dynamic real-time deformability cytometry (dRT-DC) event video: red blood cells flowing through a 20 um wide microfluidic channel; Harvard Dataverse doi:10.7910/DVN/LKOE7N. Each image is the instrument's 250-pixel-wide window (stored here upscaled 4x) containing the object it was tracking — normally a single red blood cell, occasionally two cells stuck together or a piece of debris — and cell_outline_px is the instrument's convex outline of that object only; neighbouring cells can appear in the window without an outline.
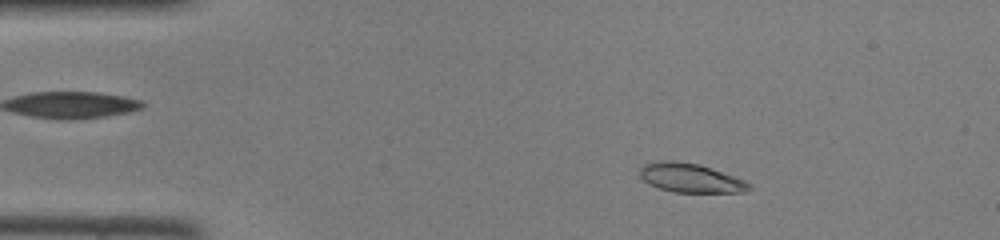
{"species": "common noctule bat (a hibernating species)", "species_latin": "Nyctalus noctula", "temperature_condition": "room temperature", "stored_images_in_passage": 46, "camera_frame_rate_fps": 3000, "um_per_image_px": 0.085, "animal": {"sex": "female", "body_mass_g": 22.0, "forearm_length_mm": 56.7}, "frame": {"image": 1, "passage_image": 7, "time_ms": 2.0, "image_size_px": [1000, 240], "cell_outline_px": [[752, 188], [744, 192], [672, 192], [648, 184], [640, 176], [640, 168], [644, 164], [664, 160], [672, 160], [700, 164], [744, 180], [752, 184]], "centroid_in_image_um": [58.69, 15.12], "position_along_channel_um": 26.3, "area_um2": 18.44}}
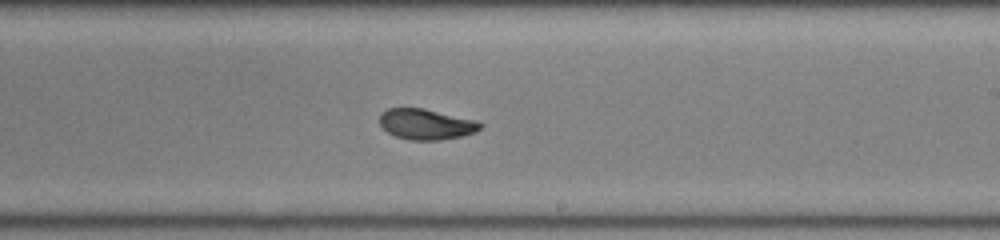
{"frame": {"image": 2, "passage_image": 27, "time_ms": 8.667, "image_size_px": [1000, 240], "cell_outline_px": [[484, 124], [476, 132], [460, 136], [440, 140], [408, 140], [396, 136], [388, 132], [380, 124], [380, 116], [388, 108], [424, 108], [476, 120]], "centroid_in_image_um": [36.24, 10.56], "position_along_channel_um": 252.8, "area_um2": 17.86}}
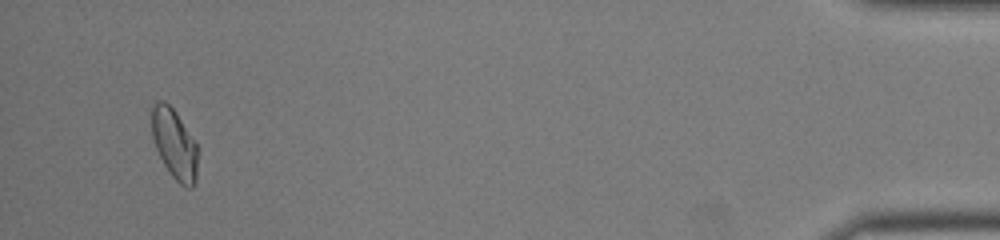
{"frame": {"image": 3, "passage_image": 44, "time_ms": 14.333, "image_size_px": [1000, 240], "cell_outline_px": [[196, 180], [192, 188], [188, 188], [180, 184], [172, 176], [164, 164], [156, 148], [152, 136], [152, 104], [160, 100], [164, 100], [176, 112], [196, 144]], "centroid_in_image_um": [14.8, 12.23], "position_along_channel_um": 420.4, "area_um2": 18.38}}